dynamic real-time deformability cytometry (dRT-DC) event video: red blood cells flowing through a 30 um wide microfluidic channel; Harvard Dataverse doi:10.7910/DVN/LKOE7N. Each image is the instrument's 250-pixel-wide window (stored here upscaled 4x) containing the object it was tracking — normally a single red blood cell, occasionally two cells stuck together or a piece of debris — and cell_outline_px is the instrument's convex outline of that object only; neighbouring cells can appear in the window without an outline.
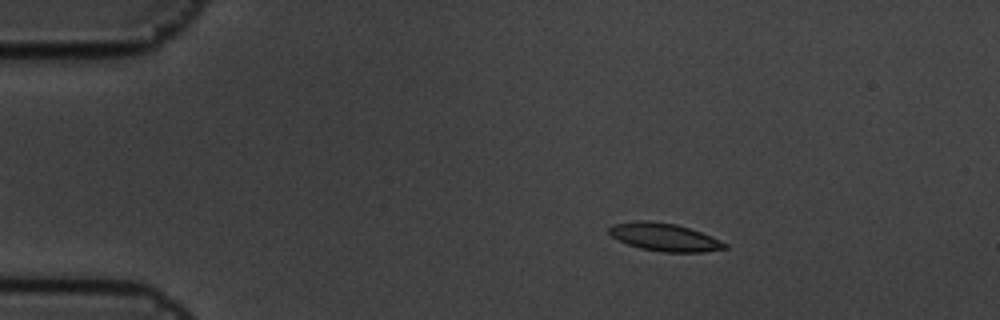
{"species": "common noctule bat (a hibernating species)", "species_latin": "Nyctalus noctula", "temperature_condition": "cold", "stored_images_in_passage": 5, "camera_frame_rate_fps": 3000, "um_per_image_px": 0.085, "animal": {"sex": "male", "body_mass_g": 19.5, "forearm_length_mm": 54.6}, "frame": {"image": 1, "passage_image": 3, "time_ms": 0.667, "image_size_px": [1000, 320], "cell_outline_px": [[728, 248], [704, 252], [660, 252], [640, 248], [628, 244], [612, 236], [608, 232], [608, 228], [612, 224], [632, 220], [648, 220], [676, 224], [712, 236], [728, 244]], "centroid_in_image_um": [56.47, 20.15], "position_along_channel_um": 28.5, "area_um2": 18.9}}